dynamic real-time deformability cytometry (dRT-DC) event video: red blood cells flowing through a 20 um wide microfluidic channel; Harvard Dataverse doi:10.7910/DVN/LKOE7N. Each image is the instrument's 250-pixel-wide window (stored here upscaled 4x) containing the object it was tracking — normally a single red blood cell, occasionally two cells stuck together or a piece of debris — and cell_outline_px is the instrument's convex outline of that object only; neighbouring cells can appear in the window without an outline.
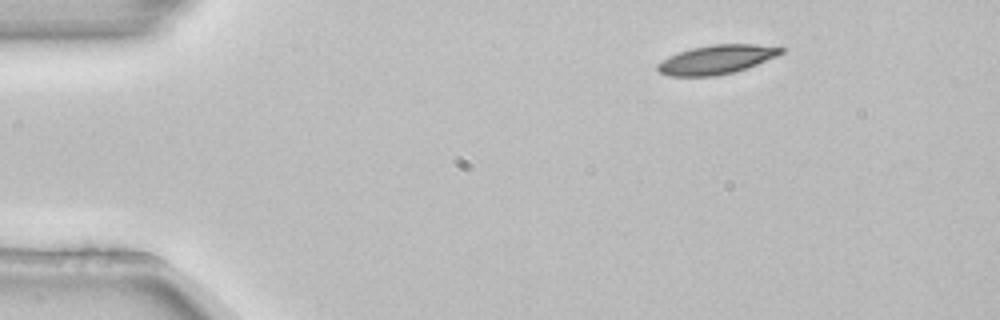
{"species": "common noctule bat (a hibernating species)", "species_latin": "Nyctalus noctula", "temperature_condition": "room temperature", "stored_images_in_passage": 3, "camera_frame_rate_fps": 3000, "um_per_image_px": 0.085, "animal": {"sex": "female", "body_mass_g": 22.7, "forearm_length_mm": 54.2}, "frame": {"image": 1, "passage_image": 1, "time_ms": 0.0, "image_size_px": [1000, 320], "cell_outline_px": [[784, 52], [776, 56], [748, 68], [716, 76], [668, 76], [660, 72], [656, 68], [656, 64], [668, 56], [692, 48], [712, 44], [756, 44], [784, 48]], "centroid_in_image_um": [60.89, 5.06], "position_along_channel_um": 24.1, "area_um2": 20.81}}
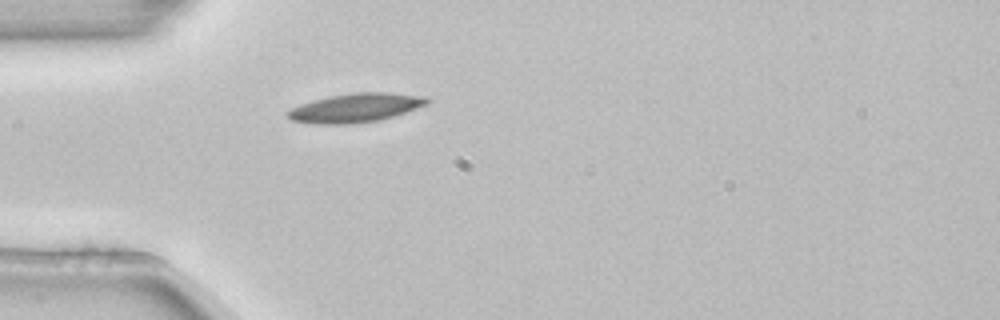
{"frame": {"image": 2, "passage_image": 3, "time_ms": 0.667, "image_size_px": [1000, 320], "cell_outline_px": [[428, 104], [380, 120], [352, 124], [316, 124], [292, 120], [284, 112], [300, 104], [312, 100], [328, 96], [356, 92], [388, 92], [424, 96], [428, 100]], "centroid_in_image_um": [30.18, 9.16], "position_along_channel_um": 54.8, "area_um2": 23.41}}